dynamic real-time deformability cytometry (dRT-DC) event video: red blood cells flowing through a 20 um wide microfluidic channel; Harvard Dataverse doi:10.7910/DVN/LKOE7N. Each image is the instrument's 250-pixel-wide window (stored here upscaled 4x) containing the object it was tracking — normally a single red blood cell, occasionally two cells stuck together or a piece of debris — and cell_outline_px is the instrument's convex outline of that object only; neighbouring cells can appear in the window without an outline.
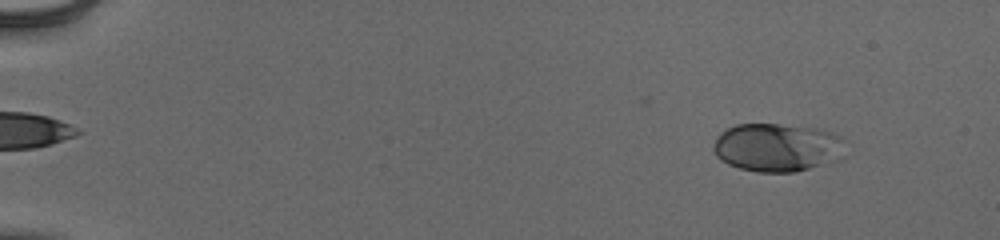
{"species": "human", "species_latin": "Homo sapiens", "temperature_condition": "cold", "stored_images_in_passage": 52, "camera_frame_rate_fps": 3000, "um_per_image_px": 0.085, "donor": {"sex": "male"}, "frame": {"image": 1, "passage_image": 4, "time_ms": 1.0, "image_size_px": [1000, 240], "cell_outline_px": [[848, 140], [844, 156], [836, 160], [796, 172], [756, 172], [740, 168], [728, 164], [720, 160], [716, 156], [712, 148], [716, 136], [720, 132], [736, 124], [776, 124], [816, 128], [840, 136]], "centroid_in_image_um": [66.08, 12.53], "position_along_channel_um": 18.9, "area_um2": 37.57}}
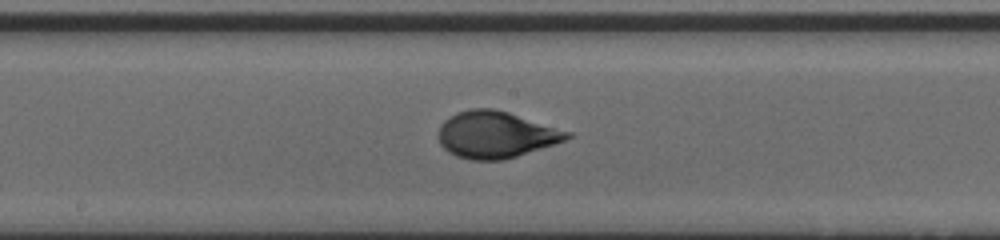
{"frame": {"image": 2, "passage_image": 29, "time_ms": 9.333, "image_size_px": [1000, 240], "cell_outline_px": [[572, 136], [564, 140], [504, 160], [472, 160], [456, 156], [448, 152], [440, 144], [436, 136], [440, 124], [444, 120], [456, 112], [472, 108], [492, 108], [508, 112], [572, 132]], "centroid_in_image_um": [42.08, 11.44], "position_along_channel_um": 206.1, "area_um2": 34.97}}
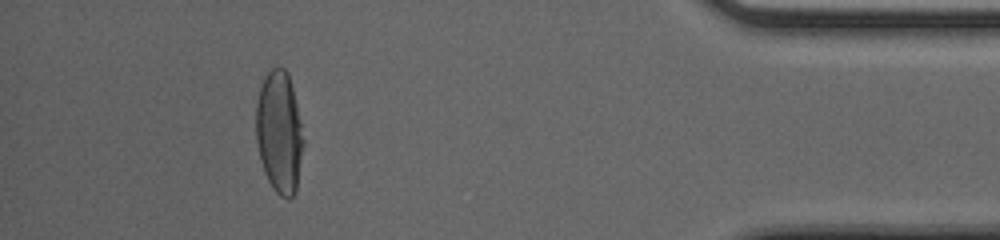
{"frame": {"image": 3, "passage_image": 48, "time_ms": 15.667, "image_size_px": [1000, 240], "cell_outline_px": [[304, 144], [296, 192], [288, 200], [280, 196], [272, 188], [264, 172], [260, 160], [256, 140], [256, 104], [260, 88], [264, 76], [272, 68], [284, 68], [288, 72], [296, 104], [304, 140]], "centroid_in_image_um": [23.73, 11.28], "position_along_channel_um": 411.5, "area_um2": 33.76}, "authors_computed_cell_mechanics": {"area_um2": 34.1887, "velocity_mm_per_s": 3.9363, "shape_relaxation_time_tau1_ms": 4.2049, "shape_relaxation_time_tau2_ms": null, "deformation_change_tau1": 0.1935, "deformation_change_tau2": null}}